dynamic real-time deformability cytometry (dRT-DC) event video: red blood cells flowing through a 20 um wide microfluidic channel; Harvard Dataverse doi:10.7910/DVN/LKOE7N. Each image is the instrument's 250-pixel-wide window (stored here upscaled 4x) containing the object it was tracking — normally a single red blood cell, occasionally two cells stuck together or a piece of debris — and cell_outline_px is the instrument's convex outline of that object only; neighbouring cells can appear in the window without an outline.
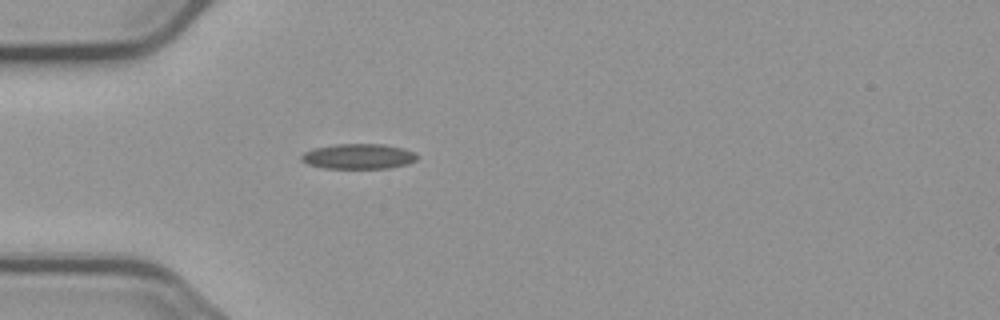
{"species": "common noctule bat (a hibernating species)", "species_latin": "Nyctalus noctula", "temperature_condition": "cold", "stored_images_in_passage": 4, "camera_frame_rate_fps": 3000, "um_per_image_px": 0.085, "animal": {"sex": "male", "body_mass_g": 23.1, "forearm_length_mm": 52.7}, "frame": {"image": 1, "passage_image": 4, "time_ms": 3.333, "image_size_px": [1000, 320], "cell_outline_px": [[416, 160], [408, 164], [388, 168], [324, 168], [308, 164], [300, 160], [300, 156], [304, 152], [312, 148], [336, 144], [380, 144], [404, 148], [416, 152]], "centroid_in_image_um": [30.45, 13.29], "position_along_channel_um": 54.5, "area_um2": 17.05}}